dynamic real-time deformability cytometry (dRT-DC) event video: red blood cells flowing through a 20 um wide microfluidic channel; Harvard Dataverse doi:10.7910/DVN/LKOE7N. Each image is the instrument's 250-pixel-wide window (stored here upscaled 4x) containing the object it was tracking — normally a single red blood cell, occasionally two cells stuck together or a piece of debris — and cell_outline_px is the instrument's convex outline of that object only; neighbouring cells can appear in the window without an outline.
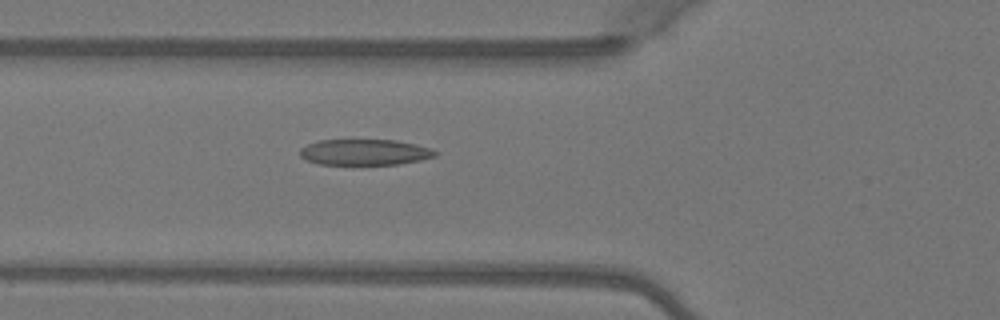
{"species": "Egyptian fruit bat (a non-hibernating species)", "species_latin": "Rousettus aegyptiacus", "temperature_condition": "warm", "stored_images_in_passage": 6, "camera_frame_rate_fps": 3000, "um_per_image_px": 0.085, "animal": {"sex": "female"}, "frame": {"image": 1, "passage_image": 6, "time_ms": 1.667, "image_size_px": [1000, 320], "cell_outline_px": [[440, 152], [436, 156], [420, 160], [400, 164], [316, 164], [300, 156], [300, 148], [308, 144], [320, 140], [396, 140], [432, 148]], "centroid_in_image_um": [31.03, 12.93], "position_along_channel_um": 94.8, "area_um2": 20.4}}